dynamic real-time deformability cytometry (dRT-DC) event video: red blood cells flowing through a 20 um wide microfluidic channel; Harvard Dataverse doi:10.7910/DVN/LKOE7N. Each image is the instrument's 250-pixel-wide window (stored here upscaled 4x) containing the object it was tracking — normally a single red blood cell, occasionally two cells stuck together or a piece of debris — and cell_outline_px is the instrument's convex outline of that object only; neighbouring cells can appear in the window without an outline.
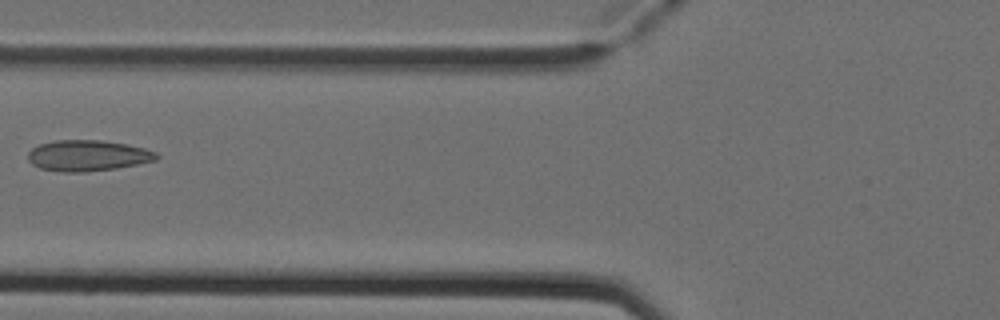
{"species": "Egyptian fruit bat (a non-hibernating species)", "species_latin": "Rousettus aegyptiacus", "temperature_condition": "cold", "stored_images_in_passage": 3, "camera_frame_rate_fps": 3000, "um_per_image_px": 0.085, "animal": {"sex": "female"}, "frame": {"image": 1, "passage_image": 3, "time_ms": 0.667, "image_size_px": [1000, 320], "cell_outline_px": [[160, 156], [156, 160], [116, 168], [84, 172], [64, 172], [40, 168], [32, 164], [28, 160], [28, 152], [32, 148], [40, 144], [56, 140], [100, 140], [128, 144], [144, 148], [156, 152]], "centroid_in_image_um": [7.45, 13.22], "position_along_channel_um": 118.3, "area_um2": 23.12}}